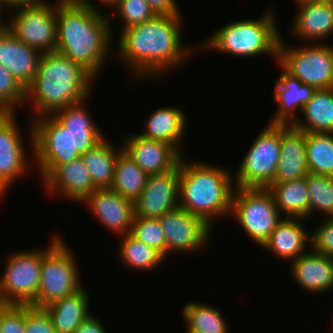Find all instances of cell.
Segmentation results:
<instances>
[{
  "instance_id": "cell-1",
  "label": "cell",
  "mask_w": 333,
  "mask_h": 333,
  "mask_svg": "<svg viewBox=\"0 0 333 333\" xmlns=\"http://www.w3.org/2000/svg\"><path fill=\"white\" fill-rule=\"evenodd\" d=\"M182 19V16L156 15L119 34L118 54L113 53V57H117L116 61L123 63L124 68L127 66L125 71L131 74L129 80L134 84L147 78L162 81L163 75L179 70L186 59L189 61L194 53H198V45L182 43Z\"/></svg>"
},
{
  "instance_id": "cell-2",
  "label": "cell",
  "mask_w": 333,
  "mask_h": 333,
  "mask_svg": "<svg viewBox=\"0 0 333 333\" xmlns=\"http://www.w3.org/2000/svg\"><path fill=\"white\" fill-rule=\"evenodd\" d=\"M91 97L54 114L32 118L26 130H30L27 144L32 152L28 154L34 159L41 182L58 166L80 157L106 136L88 112L86 103Z\"/></svg>"
},
{
  "instance_id": "cell-3",
  "label": "cell",
  "mask_w": 333,
  "mask_h": 333,
  "mask_svg": "<svg viewBox=\"0 0 333 333\" xmlns=\"http://www.w3.org/2000/svg\"><path fill=\"white\" fill-rule=\"evenodd\" d=\"M56 22V52L81 65L96 80L100 78L115 46L107 13L77 0H57Z\"/></svg>"
},
{
  "instance_id": "cell-4",
  "label": "cell",
  "mask_w": 333,
  "mask_h": 333,
  "mask_svg": "<svg viewBox=\"0 0 333 333\" xmlns=\"http://www.w3.org/2000/svg\"><path fill=\"white\" fill-rule=\"evenodd\" d=\"M95 80L87 70L68 57L56 51L42 53L36 75L25 89L24 107H32V118L54 114L68 105L89 98Z\"/></svg>"
},
{
  "instance_id": "cell-5",
  "label": "cell",
  "mask_w": 333,
  "mask_h": 333,
  "mask_svg": "<svg viewBox=\"0 0 333 333\" xmlns=\"http://www.w3.org/2000/svg\"><path fill=\"white\" fill-rule=\"evenodd\" d=\"M184 157L180 160L179 207L201 217L213 228L216 220L230 218L235 189L233 173L224 166Z\"/></svg>"
},
{
  "instance_id": "cell-6",
  "label": "cell",
  "mask_w": 333,
  "mask_h": 333,
  "mask_svg": "<svg viewBox=\"0 0 333 333\" xmlns=\"http://www.w3.org/2000/svg\"><path fill=\"white\" fill-rule=\"evenodd\" d=\"M258 19H241L229 22L213 31L201 44L198 52L224 53L247 58L268 55L278 62L279 43L282 37L277 23V12L269 7ZM278 24V25H277Z\"/></svg>"
},
{
  "instance_id": "cell-7",
  "label": "cell",
  "mask_w": 333,
  "mask_h": 333,
  "mask_svg": "<svg viewBox=\"0 0 333 333\" xmlns=\"http://www.w3.org/2000/svg\"><path fill=\"white\" fill-rule=\"evenodd\" d=\"M49 240L46 248H42L41 279L34 299L37 308H44L84 287L77 256L64 237L57 233Z\"/></svg>"
},
{
  "instance_id": "cell-8",
  "label": "cell",
  "mask_w": 333,
  "mask_h": 333,
  "mask_svg": "<svg viewBox=\"0 0 333 333\" xmlns=\"http://www.w3.org/2000/svg\"><path fill=\"white\" fill-rule=\"evenodd\" d=\"M230 217L260 247L283 218L267 188H235Z\"/></svg>"
},
{
  "instance_id": "cell-9",
  "label": "cell",
  "mask_w": 333,
  "mask_h": 333,
  "mask_svg": "<svg viewBox=\"0 0 333 333\" xmlns=\"http://www.w3.org/2000/svg\"><path fill=\"white\" fill-rule=\"evenodd\" d=\"M283 38L279 43L278 63L316 90L333 88V45L326 42L303 43L304 46L295 47L286 44Z\"/></svg>"
},
{
  "instance_id": "cell-10",
  "label": "cell",
  "mask_w": 333,
  "mask_h": 333,
  "mask_svg": "<svg viewBox=\"0 0 333 333\" xmlns=\"http://www.w3.org/2000/svg\"><path fill=\"white\" fill-rule=\"evenodd\" d=\"M280 148L281 125L267 123L234 170L235 188H267L274 180Z\"/></svg>"
},
{
  "instance_id": "cell-11",
  "label": "cell",
  "mask_w": 333,
  "mask_h": 333,
  "mask_svg": "<svg viewBox=\"0 0 333 333\" xmlns=\"http://www.w3.org/2000/svg\"><path fill=\"white\" fill-rule=\"evenodd\" d=\"M11 252L0 274V299L5 304L34 307L41 279L42 247Z\"/></svg>"
},
{
  "instance_id": "cell-12",
  "label": "cell",
  "mask_w": 333,
  "mask_h": 333,
  "mask_svg": "<svg viewBox=\"0 0 333 333\" xmlns=\"http://www.w3.org/2000/svg\"><path fill=\"white\" fill-rule=\"evenodd\" d=\"M18 6L7 10L8 30L41 54L55 52L57 45V2Z\"/></svg>"
},
{
  "instance_id": "cell-13",
  "label": "cell",
  "mask_w": 333,
  "mask_h": 333,
  "mask_svg": "<svg viewBox=\"0 0 333 333\" xmlns=\"http://www.w3.org/2000/svg\"><path fill=\"white\" fill-rule=\"evenodd\" d=\"M16 114L0 112V201L8 194L10 187L19 178L22 179L21 176L30 173L29 166L33 162V158L31 160L27 155Z\"/></svg>"
},
{
  "instance_id": "cell-14",
  "label": "cell",
  "mask_w": 333,
  "mask_h": 333,
  "mask_svg": "<svg viewBox=\"0 0 333 333\" xmlns=\"http://www.w3.org/2000/svg\"><path fill=\"white\" fill-rule=\"evenodd\" d=\"M166 240V259L174 254L201 253L210 243L214 229L201 217L177 207L158 218Z\"/></svg>"
},
{
  "instance_id": "cell-15",
  "label": "cell",
  "mask_w": 333,
  "mask_h": 333,
  "mask_svg": "<svg viewBox=\"0 0 333 333\" xmlns=\"http://www.w3.org/2000/svg\"><path fill=\"white\" fill-rule=\"evenodd\" d=\"M180 162L172 170L149 175L140 197L134 202L135 216L160 218L179 207Z\"/></svg>"
},
{
  "instance_id": "cell-16",
  "label": "cell",
  "mask_w": 333,
  "mask_h": 333,
  "mask_svg": "<svg viewBox=\"0 0 333 333\" xmlns=\"http://www.w3.org/2000/svg\"><path fill=\"white\" fill-rule=\"evenodd\" d=\"M80 204L94 215L95 219L116 236L131 232L135 217L134 203L123 198L111 188H96Z\"/></svg>"
},
{
  "instance_id": "cell-17",
  "label": "cell",
  "mask_w": 333,
  "mask_h": 333,
  "mask_svg": "<svg viewBox=\"0 0 333 333\" xmlns=\"http://www.w3.org/2000/svg\"><path fill=\"white\" fill-rule=\"evenodd\" d=\"M122 149L148 176L174 169L182 155L162 141L147 139L136 134L124 136Z\"/></svg>"
},
{
  "instance_id": "cell-18",
  "label": "cell",
  "mask_w": 333,
  "mask_h": 333,
  "mask_svg": "<svg viewBox=\"0 0 333 333\" xmlns=\"http://www.w3.org/2000/svg\"><path fill=\"white\" fill-rule=\"evenodd\" d=\"M281 71L274 85L273 100L277 105L268 124L293 125L301 116L304 105L316 91L313 86L304 84L288 73L278 62ZM297 111V112H296Z\"/></svg>"
},
{
  "instance_id": "cell-19",
  "label": "cell",
  "mask_w": 333,
  "mask_h": 333,
  "mask_svg": "<svg viewBox=\"0 0 333 333\" xmlns=\"http://www.w3.org/2000/svg\"><path fill=\"white\" fill-rule=\"evenodd\" d=\"M292 36L304 43H323L333 36V5L330 0L296 5ZM332 35V36H331ZM326 39V40H325Z\"/></svg>"
},
{
  "instance_id": "cell-20",
  "label": "cell",
  "mask_w": 333,
  "mask_h": 333,
  "mask_svg": "<svg viewBox=\"0 0 333 333\" xmlns=\"http://www.w3.org/2000/svg\"><path fill=\"white\" fill-rule=\"evenodd\" d=\"M42 185L48 194L57 193L79 204L96 189L81 156L58 166Z\"/></svg>"
},
{
  "instance_id": "cell-21",
  "label": "cell",
  "mask_w": 333,
  "mask_h": 333,
  "mask_svg": "<svg viewBox=\"0 0 333 333\" xmlns=\"http://www.w3.org/2000/svg\"><path fill=\"white\" fill-rule=\"evenodd\" d=\"M288 265L292 279L304 292L317 295L332 291L333 257L310 249Z\"/></svg>"
},
{
  "instance_id": "cell-22",
  "label": "cell",
  "mask_w": 333,
  "mask_h": 333,
  "mask_svg": "<svg viewBox=\"0 0 333 333\" xmlns=\"http://www.w3.org/2000/svg\"><path fill=\"white\" fill-rule=\"evenodd\" d=\"M179 106H160L151 111L144 121L143 132H138L144 138L162 141L172 145L182 156L185 149L184 135L187 132V117ZM187 126V127H186Z\"/></svg>"
},
{
  "instance_id": "cell-23",
  "label": "cell",
  "mask_w": 333,
  "mask_h": 333,
  "mask_svg": "<svg viewBox=\"0 0 333 333\" xmlns=\"http://www.w3.org/2000/svg\"><path fill=\"white\" fill-rule=\"evenodd\" d=\"M41 53L19 41L8 28L0 32V65L26 89L38 69Z\"/></svg>"
},
{
  "instance_id": "cell-24",
  "label": "cell",
  "mask_w": 333,
  "mask_h": 333,
  "mask_svg": "<svg viewBox=\"0 0 333 333\" xmlns=\"http://www.w3.org/2000/svg\"><path fill=\"white\" fill-rule=\"evenodd\" d=\"M308 174L306 132L293 125H281L280 158L272 183L304 178Z\"/></svg>"
},
{
  "instance_id": "cell-25",
  "label": "cell",
  "mask_w": 333,
  "mask_h": 333,
  "mask_svg": "<svg viewBox=\"0 0 333 333\" xmlns=\"http://www.w3.org/2000/svg\"><path fill=\"white\" fill-rule=\"evenodd\" d=\"M304 220L282 218L261 248L289 263L308 252L311 249V232L306 229Z\"/></svg>"
},
{
  "instance_id": "cell-26",
  "label": "cell",
  "mask_w": 333,
  "mask_h": 333,
  "mask_svg": "<svg viewBox=\"0 0 333 333\" xmlns=\"http://www.w3.org/2000/svg\"><path fill=\"white\" fill-rule=\"evenodd\" d=\"M90 299L89 292L83 287L76 293L57 300L43 309L48 313L57 333H74L92 314Z\"/></svg>"
},
{
  "instance_id": "cell-27",
  "label": "cell",
  "mask_w": 333,
  "mask_h": 333,
  "mask_svg": "<svg viewBox=\"0 0 333 333\" xmlns=\"http://www.w3.org/2000/svg\"><path fill=\"white\" fill-rule=\"evenodd\" d=\"M267 189L273 195L275 204L283 218H309V193L306 177L271 183Z\"/></svg>"
},
{
  "instance_id": "cell-28",
  "label": "cell",
  "mask_w": 333,
  "mask_h": 333,
  "mask_svg": "<svg viewBox=\"0 0 333 333\" xmlns=\"http://www.w3.org/2000/svg\"><path fill=\"white\" fill-rule=\"evenodd\" d=\"M110 141L105 136L93 148L81 154L96 188H111L114 180L115 164L118 155L123 151L122 146L119 147Z\"/></svg>"
},
{
  "instance_id": "cell-29",
  "label": "cell",
  "mask_w": 333,
  "mask_h": 333,
  "mask_svg": "<svg viewBox=\"0 0 333 333\" xmlns=\"http://www.w3.org/2000/svg\"><path fill=\"white\" fill-rule=\"evenodd\" d=\"M301 115L295 128L306 133H333V88L316 90Z\"/></svg>"
},
{
  "instance_id": "cell-30",
  "label": "cell",
  "mask_w": 333,
  "mask_h": 333,
  "mask_svg": "<svg viewBox=\"0 0 333 333\" xmlns=\"http://www.w3.org/2000/svg\"><path fill=\"white\" fill-rule=\"evenodd\" d=\"M120 245L117 250V258L125 264L126 269L154 272L159 269L166 259L154 248L147 246L131 233L118 236Z\"/></svg>"
},
{
  "instance_id": "cell-31",
  "label": "cell",
  "mask_w": 333,
  "mask_h": 333,
  "mask_svg": "<svg viewBox=\"0 0 333 333\" xmlns=\"http://www.w3.org/2000/svg\"><path fill=\"white\" fill-rule=\"evenodd\" d=\"M222 312L221 309L209 303H201L200 301L186 303L182 309L186 331L229 333V325Z\"/></svg>"
},
{
  "instance_id": "cell-32",
  "label": "cell",
  "mask_w": 333,
  "mask_h": 333,
  "mask_svg": "<svg viewBox=\"0 0 333 333\" xmlns=\"http://www.w3.org/2000/svg\"><path fill=\"white\" fill-rule=\"evenodd\" d=\"M147 179L148 175L124 151L118 155L111 189L134 203L144 190Z\"/></svg>"
},
{
  "instance_id": "cell-33",
  "label": "cell",
  "mask_w": 333,
  "mask_h": 333,
  "mask_svg": "<svg viewBox=\"0 0 333 333\" xmlns=\"http://www.w3.org/2000/svg\"><path fill=\"white\" fill-rule=\"evenodd\" d=\"M306 161L310 174L333 177V133H306Z\"/></svg>"
},
{
  "instance_id": "cell-34",
  "label": "cell",
  "mask_w": 333,
  "mask_h": 333,
  "mask_svg": "<svg viewBox=\"0 0 333 333\" xmlns=\"http://www.w3.org/2000/svg\"><path fill=\"white\" fill-rule=\"evenodd\" d=\"M309 217L321 212V218L333 217V177L308 174Z\"/></svg>"
},
{
  "instance_id": "cell-35",
  "label": "cell",
  "mask_w": 333,
  "mask_h": 333,
  "mask_svg": "<svg viewBox=\"0 0 333 333\" xmlns=\"http://www.w3.org/2000/svg\"><path fill=\"white\" fill-rule=\"evenodd\" d=\"M112 13H107V15L113 37L115 30H112L114 25L112 21L115 18L122 24L121 31H119L121 33L131 26L143 24L156 16L146 0H118V4L112 9Z\"/></svg>"
},
{
  "instance_id": "cell-36",
  "label": "cell",
  "mask_w": 333,
  "mask_h": 333,
  "mask_svg": "<svg viewBox=\"0 0 333 333\" xmlns=\"http://www.w3.org/2000/svg\"><path fill=\"white\" fill-rule=\"evenodd\" d=\"M130 233L166 259V240L158 218L135 216Z\"/></svg>"
},
{
  "instance_id": "cell-37",
  "label": "cell",
  "mask_w": 333,
  "mask_h": 333,
  "mask_svg": "<svg viewBox=\"0 0 333 333\" xmlns=\"http://www.w3.org/2000/svg\"><path fill=\"white\" fill-rule=\"evenodd\" d=\"M24 103L25 89L0 65V112H17L18 108L24 107Z\"/></svg>"
},
{
  "instance_id": "cell-38",
  "label": "cell",
  "mask_w": 333,
  "mask_h": 333,
  "mask_svg": "<svg viewBox=\"0 0 333 333\" xmlns=\"http://www.w3.org/2000/svg\"><path fill=\"white\" fill-rule=\"evenodd\" d=\"M27 304H3L0 308V333H24Z\"/></svg>"
},
{
  "instance_id": "cell-39",
  "label": "cell",
  "mask_w": 333,
  "mask_h": 333,
  "mask_svg": "<svg viewBox=\"0 0 333 333\" xmlns=\"http://www.w3.org/2000/svg\"><path fill=\"white\" fill-rule=\"evenodd\" d=\"M323 221L311 232V249L316 253L333 257V217Z\"/></svg>"
},
{
  "instance_id": "cell-40",
  "label": "cell",
  "mask_w": 333,
  "mask_h": 333,
  "mask_svg": "<svg viewBox=\"0 0 333 333\" xmlns=\"http://www.w3.org/2000/svg\"><path fill=\"white\" fill-rule=\"evenodd\" d=\"M24 333H57L43 308L27 305Z\"/></svg>"
},
{
  "instance_id": "cell-41",
  "label": "cell",
  "mask_w": 333,
  "mask_h": 333,
  "mask_svg": "<svg viewBox=\"0 0 333 333\" xmlns=\"http://www.w3.org/2000/svg\"><path fill=\"white\" fill-rule=\"evenodd\" d=\"M156 15L181 16L177 0H146ZM180 8V9H179Z\"/></svg>"
},
{
  "instance_id": "cell-42",
  "label": "cell",
  "mask_w": 333,
  "mask_h": 333,
  "mask_svg": "<svg viewBox=\"0 0 333 333\" xmlns=\"http://www.w3.org/2000/svg\"><path fill=\"white\" fill-rule=\"evenodd\" d=\"M91 314L82 324L74 331V333H108L109 330L103 326L102 321Z\"/></svg>"
},
{
  "instance_id": "cell-43",
  "label": "cell",
  "mask_w": 333,
  "mask_h": 333,
  "mask_svg": "<svg viewBox=\"0 0 333 333\" xmlns=\"http://www.w3.org/2000/svg\"><path fill=\"white\" fill-rule=\"evenodd\" d=\"M77 1L83 5L89 6L91 9L96 10L97 12H102V13H106L103 12L102 9L100 10V8L103 7V5H106L107 8L110 7L109 9L112 10L118 4V0H99V1L96 0V3H94L95 0H77ZM98 3L102 5H96Z\"/></svg>"
},
{
  "instance_id": "cell-44",
  "label": "cell",
  "mask_w": 333,
  "mask_h": 333,
  "mask_svg": "<svg viewBox=\"0 0 333 333\" xmlns=\"http://www.w3.org/2000/svg\"><path fill=\"white\" fill-rule=\"evenodd\" d=\"M2 5L6 7L7 10L18 7V6H26L33 5L39 3H46L47 0H0Z\"/></svg>"
},
{
  "instance_id": "cell-45",
  "label": "cell",
  "mask_w": 333,
  "mask_h": 333,
  "mask_svg": "<svg viewBox=\"0 0 333 333\" xmlns=\"http://www.w3.org/2000/svg\"><path fill=\"white\" fill-rule=\"evenodd\" d=\"M4 10V11H3ZM6 8L0 2V32L7 28V21L6 18L3 19V12L5 13Z\"/></svg>"
},
{
  "instance_id": "cell-46",
  "label": "cell",
  "mask_w": 333,
  "mask_h": 333,
  "mask_svg": "<svg viewBox=\"0 0 333 333\" xmlns=\"http://www.w3.org/2000/svg\"><path fill=\"white\" fill-rule=\"evenodd\" d=\"M186 333H204V332H200V331H185Z\"/></svg>"
},
{
  "instance_id": "cell-47",
  "label": "cell",
  "mask_w": 333,
  "mask_h": 333,
  "mask_svg": "<svg viewBox=\"0 0 333 333\" xmlns=\"http://www.w3.org/2000/svg\"><path fill=\"white\" fill-rule=\"evenodd\" d=\"M4 303L2 302V300L0 299V308H1V306L3 305Z\"/></svg>"
}]
</instances>
